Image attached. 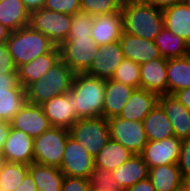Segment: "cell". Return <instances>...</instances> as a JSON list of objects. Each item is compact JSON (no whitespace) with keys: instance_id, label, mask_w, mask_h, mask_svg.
Returning <instances> with one entry per match:
<instances>
[{"instance_id":"obj_1","label":"cell","mask_w":190,"mask_h":191,"mask_svg":"<svg viewBox=\"0 0 190 191\" xmlns=\"http://www.w3.org/2000/svg\"><path fill=\"white\" fill-rule=\"evenodd\" d=\"M123 32L148 40L164 28L163 12L146 0H123Z\"/></svg>"},{"instance_id":"obj_2","label":"cell","mask_w":190,"mask_h":191,"mask_svg":"<svg viewBox=\"0 0 190 191\" xmlns=\"http://www.w3.org/2000/svg\"><path fill=\"white\" fill-rule=\"evenodd\" d=\"M74 76L72 69L60 59L43 78L25 89L26 102L42 105L55 96L68 93L72 88Z\"/></svg>"},{"instance_id":"obj_3","label":"cell","mask_w":190,"mask_h":191,"mask_svg":"<svg viewBox=\"0 0 190 191\" xmlns=\"http://www.w3.org/2000/svg\"><path fill=\"white\" fill-rule=\"evenodd\" d=\"M70 91L75 96L78 119L103 116L104 79L76 73Z\"/></svg>"},{"instance_id":"obj_4","label":"cell","mask_w":190,"mask_h":191,"mask_svg":"<svg viewBox=\"0 0 190 191\" xmlns=\"http://www.w3.org/2000/svg\"><path fill=\"white\" fill-rule=\"evenodd\" d=\"M6 45L16 67L49 53L56 46L48 37L30 26L12 31Z\"/></svg>"},{"instance_id":"obj_5","label":"cell","mask_w":190,"mask_h":191,"mask_svg":"<svg viewBox=\"0 0 190 191\" xmlns=\"http://www.w3.org/2000/svg\"><path fill=\"white\" fill-rule=\"evenodd\" d=\"M69 132L70 136L94 158L111 139L108 121L103 116L78 119L70 127Z\"/></svg>"},{"instance_id":"obj_6","label":"cell","mask_w":190,"mask_h":191,"mask_svg":"<svg viewBox=\"0 0 190 191\" xmlns=\"http://www.w3.org/2000/svg\"><path fill=\"white\" fill-rule=\"evenodd\" d=\"M69 136V129L51 126L34 138V162L60 168Z\"/></svg>"},{"instance_id":"obj_7","label":"cell","mask_w":190,"mask_h":191,"mask_svg":"<svg viewBox=\"0 0 190 191\" xmlns=\"http://www.w3.org/2000/svg\"><path fill=\"white\" fill-rule=\"evenodd\" d=\"M60 58L72 71L86 73L92 65L99 46L91 35L82 37H67L59 46Z\"/></svg>"},{"instance_id":"obj_8","label":"cell","mask_w":190,"mask_h":191,"mask_svg":"<svg viewBox=\"0 0 190 191\" xmlns=\"http://www.w3.org/2000/svg\"><path fill=\"white\" fill-rule=\"evenodd\" d=\"M72 15L41 8L30 13L29 26L48 37L56 46L67 39Z\"/></svg>"},{"instance_id":"obj_9","label":"cell","mask_w":190,"mask_h":191,"mask_svg":"<svg viewBox=\"0 0 190 191\" xmlns=\"http://www.w3.org/2000/svg\"><path fill=\"white\" fill-rule=\"evenodd\" d=\"M110 137L121 143L133 154H141L148 143L143 122L127 120L118 116L107 119Z\"/></svg>"},{"instance_id":"obj_10","label":"cell","mask_w":190,"mask_h":191,"mask_svg":"<svg viewBox=\"0 0 190 191\" xmlns=\"http://www.w3.org/2000/svg\"><path fill=\"white\" fill-rule=\"evenodd\" d=\"M95 167L92 157L73 137L69 136L65 146L63 160L60 166L64 176L89 179Z\"/></svg>"},{"instance_id":"obj_11","label":"cell","mask_w":190,"mask_h":191,"mask_svg":"<svg viewBox=\"0 0 190 191\" xmlns=\"http://www.w3.org/2000/svg\"><path fill=\"white\" fill-rule=\"evenodd\" d=\"M41 106L52 127L70 129L78 120L75 96L71 91L55 96Z\"/></svg>"},{"instance_id":"obj_12","label":"cell","mask_w":190,"mask_h":191,"mask_svg":"<svg viewBox=\"0 0 190 191\" xmlns=\"http://www.w3.org/2000/svg\"><path fill=\"white\" fill-rule=\"evenodd\" d=\"M181 141L175 136L158 141H148L140 155L149 169L155 166L177 163Z\"/></svg>"},{"instance_id":"obj_13","label":"cell","mask_w":190,"mask_h":191,"mask_svg":"<svg viewBox=\"0 0 190 191\" xmlns=\"http://www.w3.org/2000/svg\"><path fill=\"white\" fill-rule=\"evenodd\" d=\"M10 126L16 130L23 131L32 138L40 136L51 127L48 118L44 114L43 107L28 102L12 118Z\"/></svg>"},{"instance_id":"obj_14","label":"cell","mask_w":190,"mask_h":191,"mask_svg":"<svg viewBox=\"0 0 190 191\" xmlns=\"http://www.w3.org/2000/svg\"><path fill=\"white\" fill-rule=\"evenodd\" d=\"M123 59L124 54L119 41L99 47L86 74L99 79H111Z\"/></svg>"},{"instance_id":"obj_15","label":"cell","mask_w":190,"mask_h":191,"mask_svg":"<svg viewBox=\"0 0 190 191\" xmlns=\"http://www.w3.org/2000/svg\"><path fill=\"white\" fill-rule=\"evenodd\" d=\"M34 138L10 126L2 152L8 162L30 165L34 162Z\"/></svg>"},{"instance_id":"obj_16","label":"cell","mask_w":190,"mask_h":191,"mask_svg":"<svg viewBox=\"0 0 190 191\" xmlns=\"http://www.w3.org/2000/svg\"><path fill=\"white\" fill-rule=\"evenodd\" d=\"M158 104L166 113L178 139L190 138V109L178 101L174 94L159 95Z\"/></svg>"},{"instance_id":"obj_17","label":"cell","mask_w":190,"mask_h":191,"mask_svg":"<svg viewBox=\"0 0 190 191\" xmlns=\"http://www.w3.org/2000/svg\"><path fill=\"white\" fill-rule=\"evenodd\" d=\"M123 34V16L120 12L94 16L91 37L99 47L119 41Z\"/></svg>"},{"instance_id":"obj_18","label":"cell","mask_w":190,"mask_h":191,"mask_svg":"<svg viewBox=\"0 0 190 191\" xmlns=\"http://www.w3.org/2000/svg\"><path fill=\"white\" fill-rule=\"evenodd\" d=\"M166 58L150 60L140 65V88L158 95L168 94Z\"/></svg>"},{"instance_id":"obj_19","label":"cell","mask_w":190,"mask_h":191,"mask_svg":"<svg viewBox=\"0 0 190 191\" xmlns=\"http://www.w3.org/2000/svg\"><path fill=\"white\" fill-rule=\"evenodd\" d=\"M124 58L137 64H143L161 57L160 51L154 41L143 39L123 32L119 40Z\"/></svg>"},{"instance_id":"obj_20","label":"cell","mask_w":190,"mask_h":191,"mask_svg":"<svg viewBox=\"0 0 190 191\" xmlns=\"http://www.w3.org/2000/svg\"><path fill=\"white\" fill-rule=\"evenodd\" d=\"M60 50L55 46L49 53L17 67L19 83L26 89L30 84L43 78L45 73L60 60Z\"/></svg>"},{"instance_id":"obj_21","label":"cell","mask_w":190,"mask_h":191,"mask_svg":"<svg viewBox=\"0 0 190 191\" xmlns=\"http://www.w3.org/2000/svg\"><path fill=\"white\" fill-rule=\"evenodd\" d=\"M159 95L145 89H135L118 117L143 122V119L158 104Z\"/></svg>"},{"instance_id":"obj_22","label":"cell","mask_w":190,"mask_h":191,"mask_svg":"<svg viewBox=\"0 0 190 191\" xmlns=\"http://www.w3.org/2000/svg\"><path fill=\"white\" fill-rule=\"evenodd\" d=\"M135 89L113 79L105 80L103 117L109 119L119 116Z\"/></svg>"},{"instance_id":"obj_23","label":"cell","mask_w":190,"mask_h":191,"mask_svg":"<svg viewBox=\"0 0 190 191\" xmlns=\"http://www.w3.org/2000/svg\"><path fill=\"white\" fill-rule=\"evenodd\" d=\"M149 167L140 154H134L129 160L112 171L113 178L125 191L137 182L149 178Z\"/></svg>"},{"instance_id":"obj_24","label":"cell","mask_w":190,"mask_h":191,"mask_svg":"<svg viewBox=\"0 0 190 191\" xmlns=\"http://www.w3.org/2000/svg\"><path fill=\"white\" fill-rule=\"evenodd\" d=\"M164 27L190 44V8L184 2L162 10Z\"/></svg>"},{"instance_id":"obj_25","label":"cell","mask_w":190,"mask_h":191,"mask_svg":"<svg viewBox=\"0 0 190 191\" xmlns=\"http://www.w3.org/2000/svg\"><path fill=\"white\" fill-rule=\"evenodd\" d=\"M143 126L148 141H158L175 136L171 122L159 104L143 119Z\"/></svg>"},{"instance_id":"obj_26","label":"cell","mask_w":190,"mask_h":191,"mask_svg":"<svg viewBox=\"0 0 190 191\" xmlns=\"http://www.w3.org/2000/svg\"><path fill=\"white\" fill-rule=\"evenodd\" d=\"M0 22L11 31L29 26L30 12L22 0H0Z\"/></svg>"},{"instance_id":"obj_27","label":"cell","mask_w":190,"mask_h":191,"mask_svg":"<svg viewBox=\"0 0 190 191\" xmlns=\"http://www.w3.org/2000/svg\"><path fill=\"white\" fill-rule=\"evenodd\" d=\"M29 173L38 191H61L64 174L58 167L33 162L29 165Z\"/></svg>"},{"instance_id":"obj_28","label":"cell","mask_w":190,"mask_h":191,"mask_svg":"<svg viewBox=\"0 0 190 191\" xmlns=\"http://www.w3.org/2000/svg\"><path fill=\"white\" fill-rule=\"evenodd\" d=\"M134 154L121 143L110 139L94 158L95 167L113 171Z\"/></svg>"},{"instance_id":"obj_29","label":"cell","mask_w":190,"mask_h":191,"mask_svg":"<svg viewBox=\"0 0 190 191\" xmlns=\"http://www.w3.org/2000/svg\"><path fill=\"white\" fill-rule=\"evenodd\" d=\"M168 94L190 88V54L167 61Z\"/></svg>"},{"instance_id":"obj_30","label":"cell","mask_w":190,"mask_h":191,"mask_svg":"<svg viewBox=\"0 0 190 191\" xmlns=\"http://www.w3.org/2000/svg\"><path fill=\"white\" fill-rule=\"evenodd\" d=\"M149 179L156 191H175L184 181L177 163L150 168Z\"/></svg>"},{"instance_id":"obj_31","label":"cell","mask_w":190,"mask_h":191,"mask_svg":"<svg viewBox=\"0 0 190 191\" xmlns=\"http://www.w3.org/2000/svg\"><path fill=\"white\" fill-rule=\"evenodd\" d=\"M162 58H182L190 54V44L171 33L167 28H163L154 40Z\"/></svg>"},{"instance_id":"obj_32","label":"cell","mask_w":190,"mask_h":191,"mask_svg":"<svg viewBox=\"0 0 190 191\" xmlns=\"http://www.w3.org/2000/svg\"><path fill=\"white\" fill-rule=\"evenodd\" d=\"M26 103V92L19 83L16 87L0 90V121L10 122Z\"/></svg>"},{"instance_id":"obj_33","label":"cell","mask_w":190,"mask_h":191,"mask_svg":"<svg viewBox=\"0 0 190 191\" xmlns=\"http://www.w3.org/2000/svg\"><path fill=\"white\" fill-rule=\"evenodd\" d=\"M29 172V165L7 162L0 172V188L4 191H14Z\"/></svg>"},{"instance_id":"obj_34","label":"cell","mask_w":190,"mask_h":191,"mask_svg":"<svg viewBox=\"0 0 190 191\" xmlns=\"http://www.w3.org/2000/svg\"><path fill=\"white\" fill-rule=\"evenodd\" d=\"M111 79L136 89L140 88V64L124 58Z\"/></svg>"},{"instance_id":"obj_35","label":"cell","mask_w":190,"mask_h":191,"mask_svg":"<svg viewBox=\"0 0 190 191\" xmlns=\"http://www.w3.org/2000/svg\"><path fill=\"white\" fill-rule=\"evenodd\" d=\"M123 0H80L81 11L91 16L120 12Z\"/></svg>"},{"instance_id":"obj_36","label":"cell","mask_w":190,"mask_h":191,"mask_svg":"<svg viewBox=\"0 0 190 191\" xmlns=\"http://www.w3.org/2000/svg\"><path fill=\"white\" fill-rule=\"evenodd\" d=\"M91 188L105 191H123L113 178L112 171L94 167L89 176Z\"/></svg>"},{"instance_id":"obj_37","label":"cell","mask_w":190,"mask_h":191,"mask_svg":"<svg viewBox=\"0 0 190 191\" xmlns=\"http://www.w3.org/2000/svg\"><path fill=\"white\" fill-rule=\"evenodd\" d=\"M94 16L85 12H77L72 15L71 28L67 37H82L91 35Z\"/></svg>"},{"instance_id":"obj_38","label":"cell","mask_w":190,"mask_h":191,"mask_svg":"<svg viewBox=\"0 0 190 191\" xmlns=\"http://www.w3.org/2000/svg\"><path fill=\"white\" fill-rule=\"evenodd\" d=\"M43 8L69 15L81 11L80 0H45Z\"/></svg>"},{"instance_id":"obj_39","label":"cell","mask_w":190,"mask_h":191,"mask_svg":"<svg viewBox=\"0 0 190 191\" xmlns=\"http://www.w3.org/2000/svg\"><path fill=\"white\" fill-rule=\"evenodd\" d=\"M177 165L183 180L190 177V138L181 141V149Z\"/></svg>"},{"instance_id":"obj_40","label":"cell","mask_w":190,"mask_h":191,"mask_svg":"<svg viewBox=\"0 0 190 191\" xmlns=\"http://www.w3.org/2000/svg\"><path fill=\"white\" fill-rule=\"evenodd\" d=\"M89 179L64 176L61 191H90Z\"/></svg>"},{"instance_id":"obj_41","label":"cell","mask_w":190,"mask_h":191,"mask_svg":"<svg viewBox=\"0 0 190 191\" xmlns=\"http://www.w3.org/2000/svg\"><path fill=\"white\" fill-rule=\"evenodd\" d=\"M17 67L14 63L6 42L0 43V74L15 73Z\"/></svg>"},{"instance_id":"obj_42","label":"cell","mask_w":190,"mask_h":191,"mask_svg":"<svg viewBox=\"0 0 190 191\" xmlns=\"http://www.w3.org/2000/svg\"><path fill=\"white\" fill-rule=\"evenodd\" d=\"M19 84L17 72L0 74V90L16 87Z\"/></svg>"},{"instance_id":"obj_43","label":"cell","mask_w":190,"mask_h":191,"mask_svg":"<svg viewBox=\"0 0 190 191\" xmlns=\"http://www.w3.org/2000/svg\"><path fill=\"white\" fill-rule=\"evenodd\" d=\"M14 191H38L37 186L35 185V182L29 172L25 175L21 184Z\"/></svg>"},{"instance_id":"obj_44","label":"cell","mask_w":190,"mask_h":191,"mask_svg":"<svg viewBox=\"0 0 190 191\" xmlns=\"http://www.w3.org/2000/svg\"><path fill=\"white\" fill-rule=\"evenodd\" d=\"M125 191H156L149 178L137 182L135 185L127 188Z\"/></svg>"},{"instance_id":"obj_45","label":"cell","mask_w":190,"mask_h":191,"mask_svg":"<svg viewBox=\"0 0 190 191\" xmlns=\"http://www.w3.org/2000/svg\"><path fill=\"white\" fill-rule=\"evenodd\" d=\"M174 95L180 103L190 109V88L179 90Z\"/></svg>"},{"instance_id":"obj_46","label":"cell","mask_w":190,"mask_h":191,"mask_svg":"<svg viewBox=\"0 0 190 191\" xmlns=\"http://www.w3.org/2000/svg\"><path fill=\"white\" fill-rule=\"evenodd\" d=\"M151 5L157 7L158 9L164 10L176 3H180L183 0H146Z\"/></svg>"},{"instance_id":"obj_47","label":"cell","mask_w":190,"mask_h":191,"mask_svg":"<svg viewBox=\"0 0 190 191\" xmlns=\"http://www.w3.org/2000/svg\"><path fill=\"white\" fill-rule=\"evenodd\" d=\"M26 9L32 13L43 8L45 0H22Z\"/></svg>"},{"instance_id":"obj_48","label":"cell","mask_w":190,"mask_h":191,"mask_svg":"<svg viewBox=\"0 0 190 191\" xmlns=\"http://www.w3.org/2000/svg\"><path fill=\"white\" fill-rule=\"evenodd\" d=\"M10 129V122L0 121V150L2 149Z\"/></svg>"},{"instance_id":"obj_49","label":"cell","mask_w":190,"mask_h":191,"mask_svg":"<svg viewBox=\"0 0 190 191\" xmlns=\"http://www.w3.org/2000/svg\"><path fill=\"white\" fill-rule=\"evenodd\" d=\"M11 30L8 29L6 26H4L1 22H0V43H4L8 40L10 34H11Z\"/></svg>"},{"instance_id":"obj_50","label":"cell","mask_w":190,"mask_h":191,"mask_svg":"<svg viewBox=\"0 0 190 191\" xmlns=\"http://www.w3.org/2000/svg\"><path fill=\"white\" fill-rule=\"evenodd\" d=\"M7 162L8 161L5 158V155L3 154L2 150H0V172L3 170Z\"/></svg>"},{"instance_id":"obj_51","label":"cell","mask_w":190,"mask_h":191,"mask_svg":"<svg viewBox=\"0 0 190 191\" xmlns=\"http://www.w3.org/2000/svg\"><path fill=\"white\" fill-rule=\"evenodd\" d=\"M175 191H190V186L183 181Z\"/></svg>"},{"instance_id":"obj_52","label":"cell","mask_w":190,"mask_h":191,"mask_svg":"<svg viewBox=\"0 0 190 191\" xmlns=\"http://www.w3.org/2000/svg\"><path fill=\"white\" fill-rule=\"evenodd\" d=\"M184 4L190 8V0H183Z\"/></svg>"},{"instance_id":"obj_53","label":"cell","mask_w":190,"mask_h":191,"mask_svg":"<svg viewBox=\"0 0 190 191\" xmlns=\"http://www.w3.org/2000/svg\"><path fill=\"white\" fill-rule=\"evenodd\" d=\"M190 186V177L184 180Z\"/></svg>"},{"instance_id":"obj_54","label":"cell","mask_w":190,"mask_h":191,"mask_svg":"<svg viewBox=\"0 0 190 191\" xmlns=\"http://www.w3.org/2000/svg\"><path fill=\"white\" fill-rule=\"evenodd\" d=\"M90 191H105V190H96V189L90 188Z\"/></svg>"}]
</instances>
